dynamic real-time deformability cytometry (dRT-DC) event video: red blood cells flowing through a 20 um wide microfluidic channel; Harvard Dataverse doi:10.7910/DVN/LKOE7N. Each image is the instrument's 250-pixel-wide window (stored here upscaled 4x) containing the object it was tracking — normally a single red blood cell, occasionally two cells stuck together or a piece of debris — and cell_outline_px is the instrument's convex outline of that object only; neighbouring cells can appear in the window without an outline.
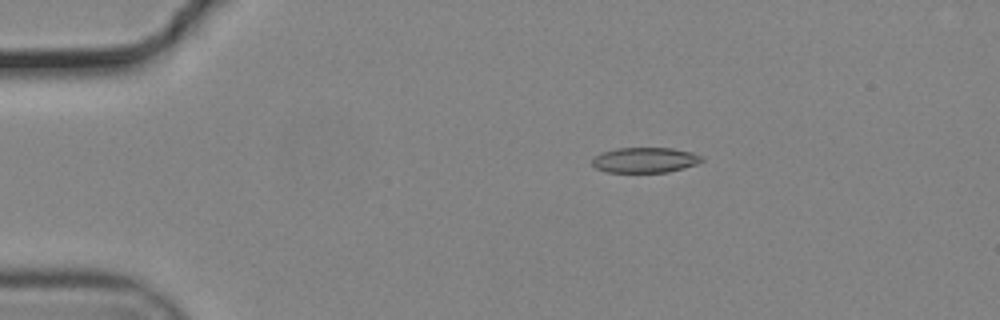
{"species": "common noctule bat (a hibernating species)", "species_latin": "Nyctalus noctula", "temperature_condition": "cold", "stored_images_in_passage": 12, "camera_frame_rate_fps": 3000, "um_per_image_px": 0.085, "animal": {"sex": "male", "body_mass_g": 19.2, "forearm_length_mm": 51.8}, "frame": {"image": 1, "passage_image": 1, "time_ms": 0.0, "image_size_px": [1000, 320], "cell_outline_px": [[704, 160], [696, 164], [684, 168], [668, 172], [604, 172], [596, 168], [592, 164], [592, 160], [600, 152], [616, 148], [672, 148], [692, 152], [704, 156]], "centroid_in_image_um": [54.83, 13.6], "position_along_channel_um": 30.2, "area_um2": 16.3}}
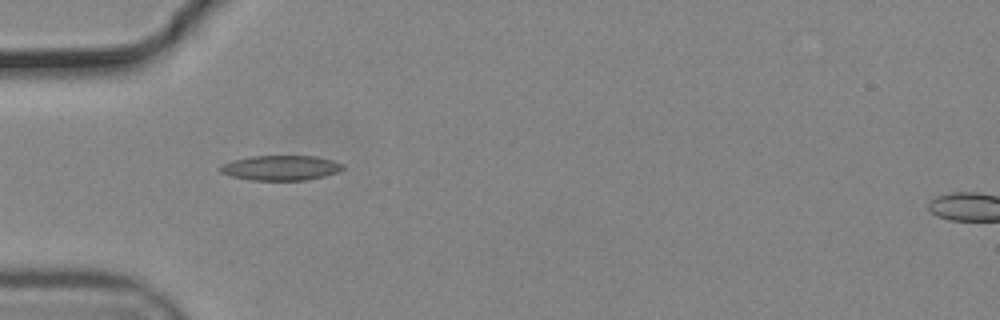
{"frame": {"image": 2, "passage_image": 8, "time_ms": 2.333, "image_size_px": [1000, 320], "cell_outline_px": [[344, 168], [340, 172], [324, 176], [304, 180], [252, 180], [232, 176], [220, 172], [220, 164], [232, 160], [252, 156], [316, 156], [332, 160], [344, 164]], "centroid_in_image_um": [23.88, 14.26], "position_along_channel_um": 61.1, "area_um2": 17.86}}
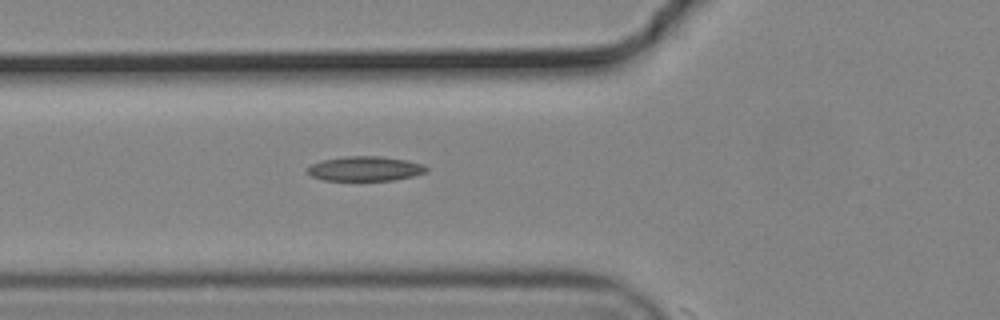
{"frame": {"image": 3, "passage_image": 11, "time_ms": 3.333, "image_size_px": [1000, 320], "cell_outline_px": [[428, 172], [412, 176], [392, 180], [324, 180], [312, 176], [304, 168], [312, 164], [324, 160], [344, 156], [380, 156], [408, 160], [424, 164], [428, 168]], "centroid_in_image_um": [31.06, 14.33], "position_along_channel_um": 94.7, "area_um2": 17.11}}